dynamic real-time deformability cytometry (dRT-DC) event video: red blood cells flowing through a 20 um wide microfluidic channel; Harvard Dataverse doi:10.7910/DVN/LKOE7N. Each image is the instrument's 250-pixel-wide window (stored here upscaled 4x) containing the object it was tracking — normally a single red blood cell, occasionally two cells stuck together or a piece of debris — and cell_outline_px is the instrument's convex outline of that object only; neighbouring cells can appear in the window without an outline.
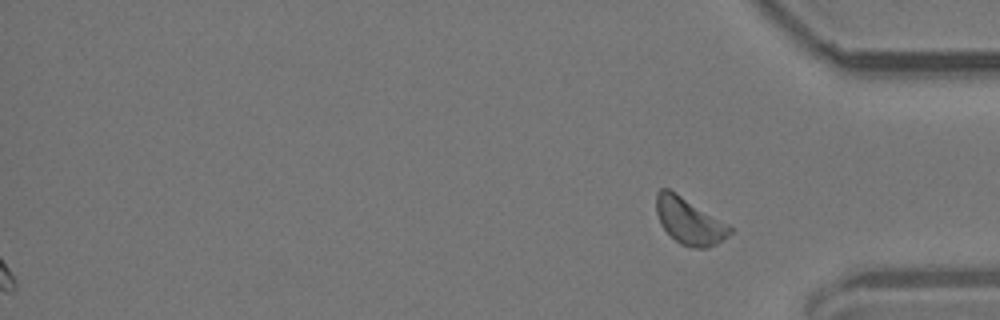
{"species": "common noctule bat (a hibernating species)", "species_latin": "Nyctalus noctula", "temperature_condition": "room temperature", "stored_images_in_passage": 13, "camera_frame_rate_fps": 3000, "um_per_image_px": 0.085, "animal": {"sex": "male", "body_mass_g": 19.2, "forearm_length_mm": 51.8}, "frame": {"image": 1, "passage_image": 13, "time_ms": 4.0, "image_size_px": [1000, 320], "cell_outline_px": [[732, 232], [728, 236], [716, 244], [708, 248], [696, 248], [680, 244], [660, 224], [656, 212], [656, 192], [660, 188], [668, 188], [676, 192], [728, 224], [732, 228]], "centroid_in_image_um": [58.57, 18.78], "position_along_channel_um": 376.6, "area_um2": 19.83}}